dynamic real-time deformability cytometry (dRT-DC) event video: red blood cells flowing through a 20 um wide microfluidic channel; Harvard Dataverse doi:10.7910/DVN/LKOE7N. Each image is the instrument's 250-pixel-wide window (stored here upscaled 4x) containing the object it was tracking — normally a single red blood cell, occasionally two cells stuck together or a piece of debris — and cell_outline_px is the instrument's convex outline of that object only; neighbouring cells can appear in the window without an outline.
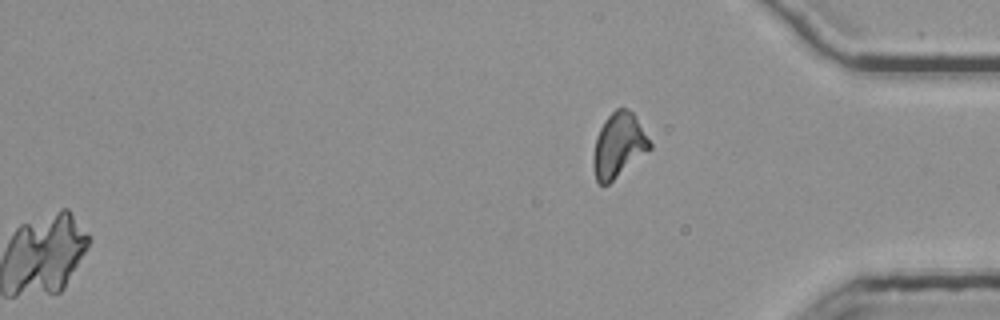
{"species": "common noctule bat (a hibernating species)", "species_latin": "Nyctalus noctula", "temperature_condition": "room temperature", "stored_images_in_passage": 54, "segment_of_instrument_passage": [2, 2], "camera_frame_rate_fps": 3000, "um_per_image_px": 0.085, "animal": {"sex": "female", "body_mass_g": 25.1}, "frame": {"image": 1, "passage_image": 54, "time_ms": 17.667, "image_size_px": [1000, 320], "cell_outline_px": [[652, 148], [608, 184], [600, 184], [596, 180], [592, 164], [592, 156], [596, 136], [604, 120], [616, 108], [628, 108], [632, 112], [652, 144]], "centroid_in_image_um": [52.55, 12.35], "position_along_channel_um": 382.6, "area_um2": 21.1}}